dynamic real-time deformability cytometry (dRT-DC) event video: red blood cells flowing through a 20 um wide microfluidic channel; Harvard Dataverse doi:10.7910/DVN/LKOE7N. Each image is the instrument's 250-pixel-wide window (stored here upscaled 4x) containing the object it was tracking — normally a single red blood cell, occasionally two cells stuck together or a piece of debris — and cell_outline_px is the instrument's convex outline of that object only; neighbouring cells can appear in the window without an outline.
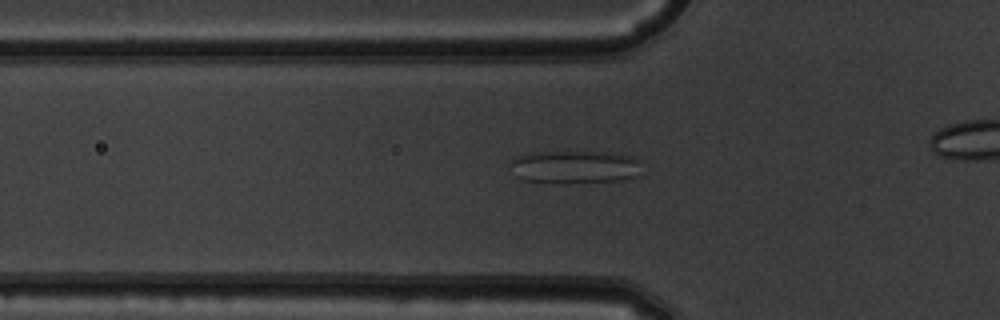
{"species": "common noctule bat (a hibernating species)", "species_latin": "Nyctalus noctula", "temperature_condition": "warm", "stored_images_in_passage": 42, "camera_frame_rate_fps": 3000, "um_per_image_px": 0.085, "animal": {"sex": "male", "body_mass_g": 19.5, "forearm_length_mm": 54.6}, "frame": {"image": 1, "passage_image": 18, "time_ms": 5.667, "image_size_px": [1000, 320], "cell_outline_px": [[640, 176], [624, 180], [564, 184], [556, 184], [524, 180], [516, 176], [508, 164], [516, 156], [536, 152], [616, 152], [632, 156], [636, 160]], "centroid_in_image_um": [48.83, 14.21], "position_along_channel_um": 77.0, "area_um2": 25.72}}
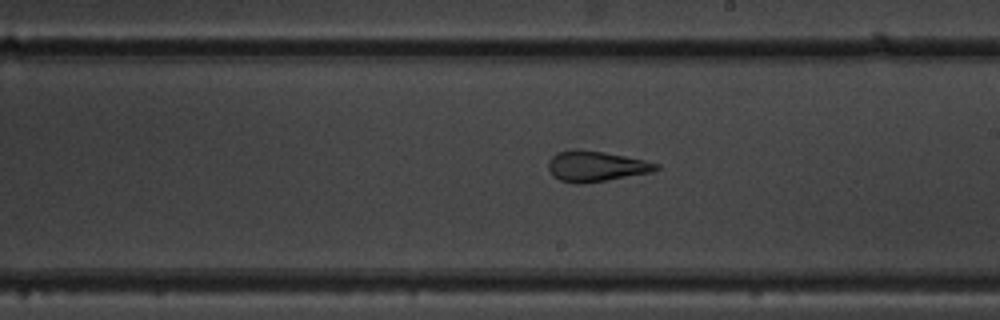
{"frame": {"image": 2, "passage_image": 30, "time_ms": 9.667, "image_size_px": [1000, 320], "cell_outline_px": [[660, 168], [652, 172], [580, 184], [576, 184], [560, 180], [552, 176], [548, 168], [548, 160], [556, 152], [580, 148], [604, 152], [644, 160], [660, 164]], "centroid_in_image_um": [50.61, 14.12], "position_along_channel_um": 238.4, "area_um2": 19.19}}
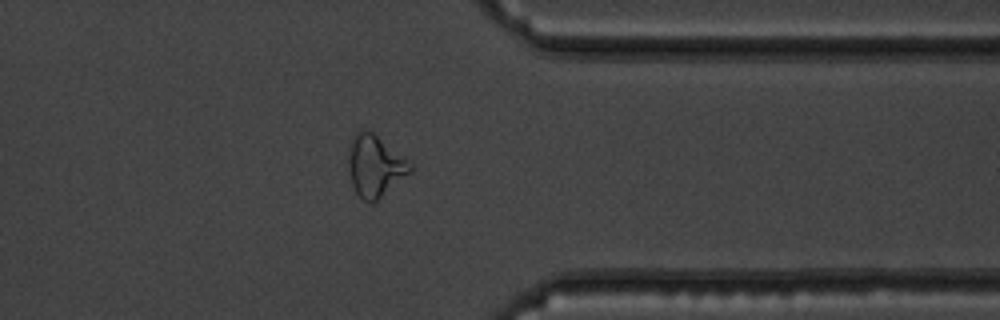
{"frame": {"image": 3, "passage_image": 41, "time_ms": 13.333, "image_size_px": [1000, 320], "cell_outline_px": [[412, 172], [372, 204], [368, 204], [356, 192], [352, 184], [348, 168], [348, 160], [352, 136], [360, 128], [368, 128], [408, 160], [412, 164]], "centroid_in_image_um": [31.87, 14.09], "position_along_channel_um": 379.5, "area_um2": 22.31}}